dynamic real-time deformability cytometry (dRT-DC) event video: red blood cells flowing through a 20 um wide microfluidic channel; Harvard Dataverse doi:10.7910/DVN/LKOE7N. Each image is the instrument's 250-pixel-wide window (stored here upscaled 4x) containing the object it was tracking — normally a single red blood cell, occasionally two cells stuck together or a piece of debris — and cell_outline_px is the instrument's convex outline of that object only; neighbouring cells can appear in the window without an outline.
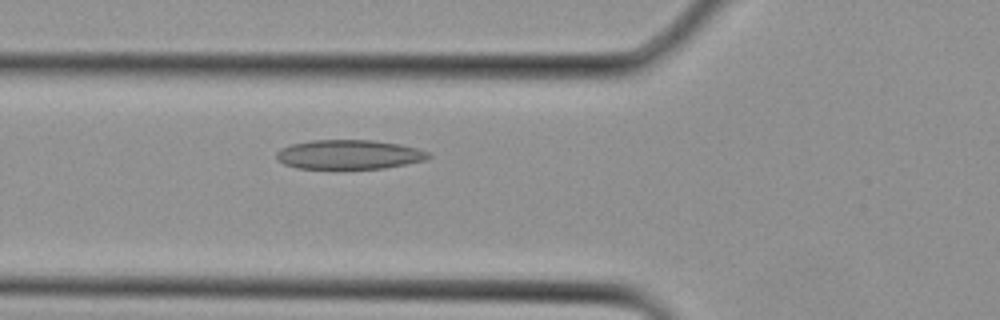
{"species": "Egyptian fruit bat (a non-hibernating species)", "species_latin": "Rousettus aegyptiacus", "temperature_condition": "cold", "stored_images_in_passage": 12, "camera_frame_rate_fps": 3000, "um_per_image_px": 0.085, "animal": {"sex": "female"}, "frame": {"image": 1, "passage_image": 10, "time_ms": 3.0, "image_size_px": [1000, 320], "cell_outline_px": [[432, 156], [428, 160], [384, 168], [296, 168], [284, 164], [276, 160], [276, 152], [280, 148], [292, 144], [312, 140], [372, 140], [400, 144], [416, 148], [428, 152]], "centroid_in_image_um": [29.67, 13.13], "position_along_channel_um": 96.1, "area_um2": 26.01}}
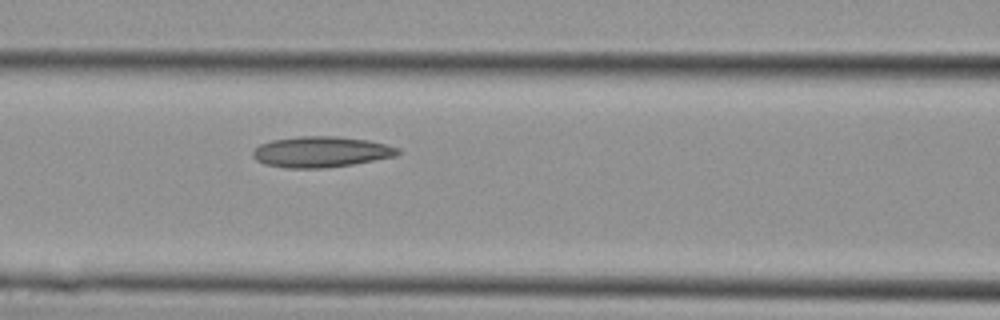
{"frame": {"image": 2, "passage_image": 12, "time_ms": 3.667, "image_size_px": [1000, 320], "cell_outline_px": [[400, 152], [396, 156], [352, 164], [324, 168], [284, 168], [264, 164], [256, 160], [252, 156], [252, 152], [260, 144], [272, 140], [300, 136], [336, 136], [368, 140], [400, 148]], "centroid_in_image_um": [27.27, 12.91], "position_along_channel_um": 139.3, "area_um2": 26.01}}